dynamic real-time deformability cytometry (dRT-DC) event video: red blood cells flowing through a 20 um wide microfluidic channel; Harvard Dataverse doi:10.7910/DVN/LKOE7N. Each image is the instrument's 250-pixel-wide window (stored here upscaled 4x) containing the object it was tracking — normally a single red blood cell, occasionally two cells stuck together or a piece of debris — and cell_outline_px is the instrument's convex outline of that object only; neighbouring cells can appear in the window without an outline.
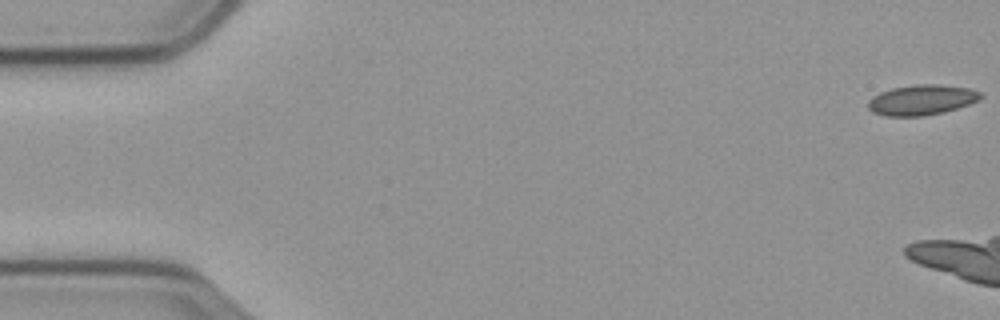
{"species": "common noctule bat (a hibernating species)", "species_latin": "Nyctalus noctula", "temperature_condition": "cold", "stored_images_in_passage": 17, "camera_frame_rate_fps": 3000, "um_per_image_px": 0.085, "animal": {"sex": "male", "body_mass_g": 23.1, "forearm_length_mm": 52.7}, "frame": {"image": 1, "passage_image": 1, "time_ms": 0.0, "image_size_px": [1000, 320], "cell_outline_px": [[984, 96], [980, 100], [944, 112], [924, 116], [888, 116], [872, 112], [868, 108], [868, 100], [872, 96], [880, 92], [892, 88], [916, 84], [936, 84], [968, 88], [980, 92]], "centroid_in_image_um": [78.33, 8.49], "position_along_channel_um": 6.7, "area_um2": 19.88}}